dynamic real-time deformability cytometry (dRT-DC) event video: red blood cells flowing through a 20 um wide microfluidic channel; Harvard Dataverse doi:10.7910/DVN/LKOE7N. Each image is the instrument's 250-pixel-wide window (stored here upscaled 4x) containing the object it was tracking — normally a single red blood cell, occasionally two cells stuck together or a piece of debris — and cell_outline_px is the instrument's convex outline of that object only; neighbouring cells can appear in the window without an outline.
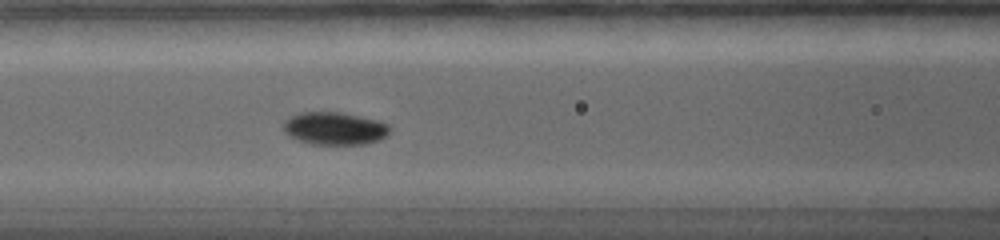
{"species": "common noctule bat (a hibernating species)", "species_latin": "Nyctalus noctula", "temperature_condition": "warm", "stored_images_in_passage": 27, "camera_frame_rate_fps": 5000, "um_per_image_px": 0.085, "animal": {"sex": "female", "body_mass_g": 19.0, "forearm_length_mm": 56.7}, "frame": {"image": 1, "passage_image": 13, "time_ms": 5.2, "image_size_px": [1000, 240], "cell_outline_px": [[392, 128], [380, 140], [368, 144], [308, 144], [288, 136], [284, 132], [284, 120], [296, 112], [340, 112], [376, 120], [388, 124]], "centroid_in_image_um": [28.4, 10.92], "position_along_channel_um": 138.2, "area_um2": 20.4}}
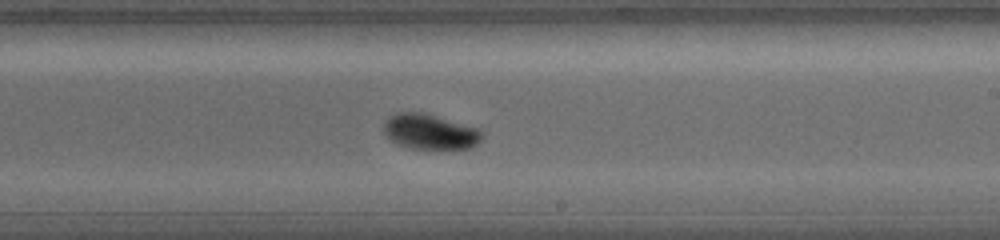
{"frame": {"image": 2, "passage_image": 18, "time_ms": 8.2, "image_size_px": [1000, 240], "cell_outline_px": [[484, 136], [472, 148], [408, 148], [396, 144], [384, 136], [384, 124], [396, 112], [424, 112], [480, 128], [484, 132]], "centroid_in_image_um": [36.57, 11.19], "position_along_channel_um": 252.4, "area_um2": 20.35}}
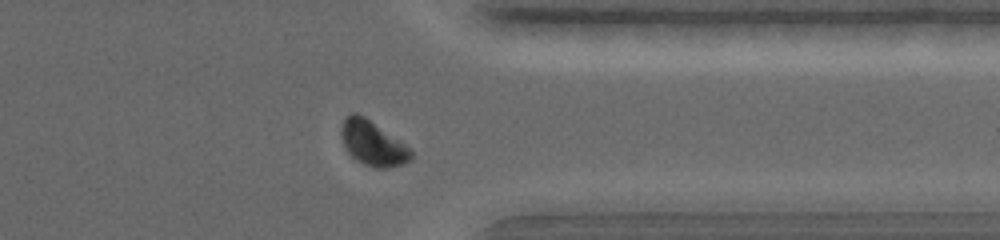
{"frame": {"image": 3, "passage_image": 24, "time_ms": 11.6, "image_size_px": [1000, 240], "cell_outline_px": [[412, 160], [404, 164], [388, 168], [372, 168], [356, 160], [348, 152], [340, 136], [340, 128], [344, 120], [352, 112], [356, 112], [364, 116], [400, 140], [412, 152]], "centroid_in_image_um": [31.68, 12.19], "position_along_channel_um": 379.7, "area_um2": 18.21}, "authors_computed_cell_mechanics": {"area_um2": 19.3052, "velocity_mm_per_s": 3.8221, "shape_relaxation_time_tau1_ms": 1.7973, "shape_relaxation_time_tau2_ms": 3.2382, "deformation_change_tau1": 0.1113, "deformation_change_tau2": 0.0314}}